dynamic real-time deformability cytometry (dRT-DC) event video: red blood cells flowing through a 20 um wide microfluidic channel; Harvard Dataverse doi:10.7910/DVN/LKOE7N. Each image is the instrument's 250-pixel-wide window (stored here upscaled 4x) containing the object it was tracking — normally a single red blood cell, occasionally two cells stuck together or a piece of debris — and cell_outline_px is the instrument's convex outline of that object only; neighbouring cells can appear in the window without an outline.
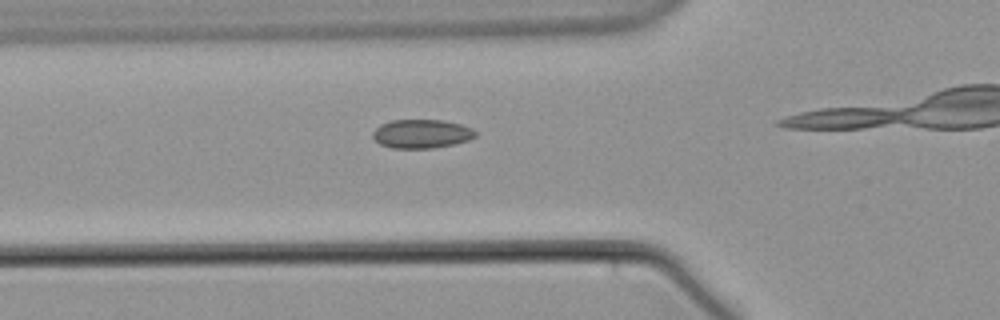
{"species": "common noctule bat (a hibernating species)", "species_latin": "Nyctalus noctula", "temperature_condition": "warm", "stored_images_in_passage": 16, "camera_frame_rate_fps": 3000, "um_per_image_px": 0.085, "animal": {"sex": "male", "body_mass_g": 21.5, "forearm_length_mm": 52.0}, "frame": {"image": 1, "passage_image": 12, "time_ms": 3.667, "image_size_px": [1000, 320], "cell_outline_px": [[476, 136], [468, 140], [452, 144], [432, 148], [392, 148], [380, 144], [372, 136], [372, 132], [380, 124], [392, 120], [444, 120], [460, 124], [472, 128], [476, 132]], "centroid_in_image_um": [35.82, 11.36], "position_along_channel_um": 90.0, "area_um2": 17.17}}